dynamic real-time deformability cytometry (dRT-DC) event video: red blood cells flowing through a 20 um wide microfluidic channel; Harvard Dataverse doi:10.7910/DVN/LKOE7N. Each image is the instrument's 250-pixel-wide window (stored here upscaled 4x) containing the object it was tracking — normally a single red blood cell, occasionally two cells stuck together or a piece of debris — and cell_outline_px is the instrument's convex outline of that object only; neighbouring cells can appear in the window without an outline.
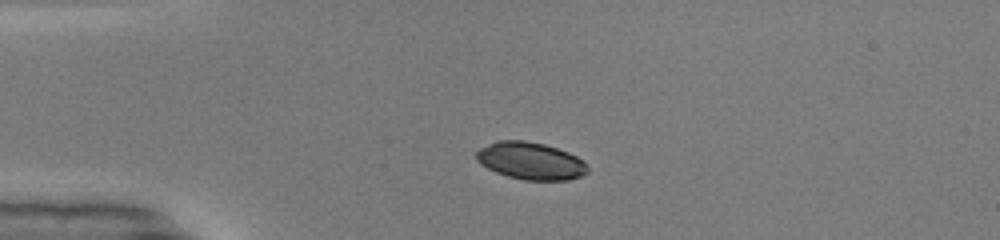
{"species": "common noctule bat (a hibernating species)", "species_latin": "Nyctalus noctula", "temperature_condition": "warm", "stored_images_in_passage": 38, "camera_frame_rate_fps": 3000, "um_per_image_px": 0.085, "animal": {"sex": "male", "body_mass_g": 19.0, "forearm_length_mm": 50.8}, "frame": {"image": 1, "passage_image": 1, "time_ms": 0.0, "image_size_px": [1000, 240], "cell_outline_px": [[588, 172], [580, 176], [568, 180], [524, 180], [508, 176], [496, 172], [480, 164], [476, 160], [476, 152], [480, 148], [496, 140], [524, 140], [544, 144], [568, 152], [576, 156], [588, 168]], "centroid_in_image_um": [45.06, 13.67], "position_along_channel_um": 39.9, "area_um2": 24.04}}
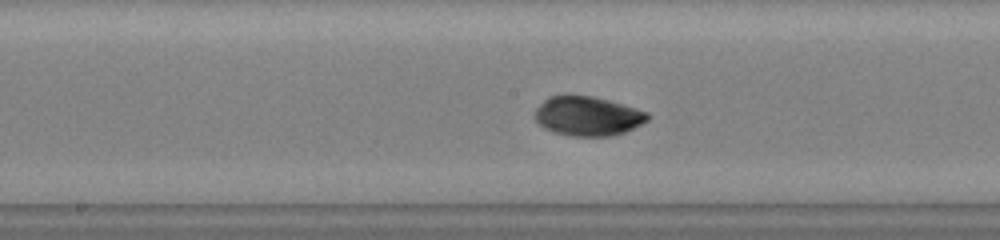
{"frame": {"image": 2, "passage_image": 15, "time_ms": 4.667, "image_size_px": [1000, 240], "cell_outline_px": [[648, 120], [624, 132], [612, 136], [572, 136], [552, 132], [544, 128], [536, 120], [536, 108], [548, 96], [592, 96], [608, 100], [636, 108], [648, 112]], "centroid_in_image_um": [49.95, 9.88], "position_along_channel_um": 198.3, "area_um2": 25.55}}
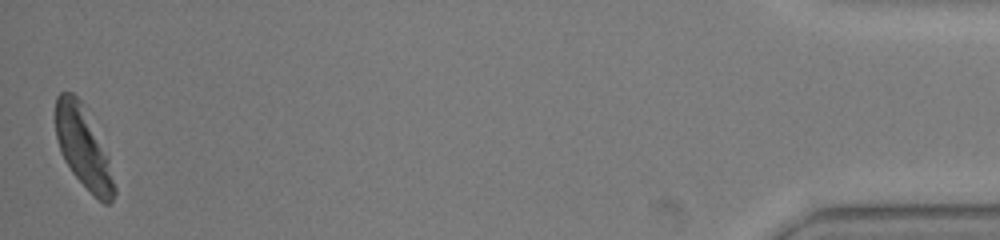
{"frame": {"image": 3, "passage_image": 38, "time_ms": 12.333, "image_size_px": [1000, 240], "cell_outline_px": [[116, 192], [112, 200], [108, 204], [104, 204], [72, 172], [64, 160], [60, 152], [56, 136], [56, 96], [60, 92], [72, 92], [80, 100], [108, 156], [116, 188]], "centroid_in_image_um": [7.07, 12.53], "position_along_channel_um": 428.1, "area_um2": 27.05}, "authors_computed_cell_mechanics": {"area_um2": 25.7499, "velocity_mm_per_s": 4.1221, "shape_relaxation_time_tau1_ms": 2.982, "shape_relaxation_time_tau2_ms": 5.4436, "deformation_change_tau1": 0.1904, "deformation_change_tau2": 0.0534}}